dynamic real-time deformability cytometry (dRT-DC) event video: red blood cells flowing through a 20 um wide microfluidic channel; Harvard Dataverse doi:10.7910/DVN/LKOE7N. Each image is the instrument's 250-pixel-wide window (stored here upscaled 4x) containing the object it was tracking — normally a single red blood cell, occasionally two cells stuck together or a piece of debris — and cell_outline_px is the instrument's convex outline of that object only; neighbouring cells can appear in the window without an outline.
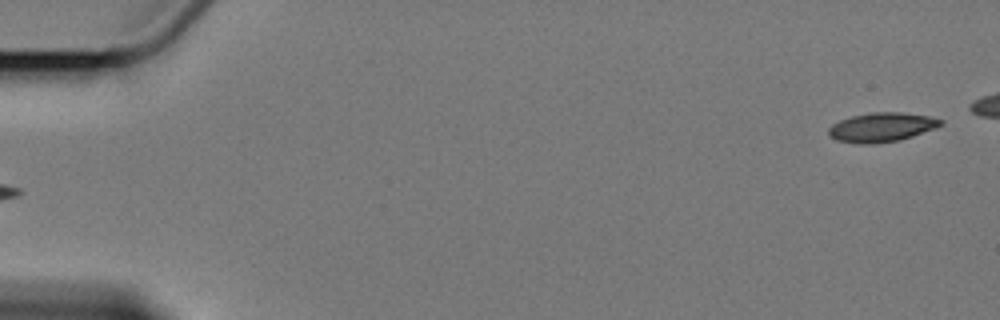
{"species": "Egyptian fruit bat (a non-hibernating species)", "species_latin": "Rousettus aegyptiacus", "temperature_condition": "cold", "stored_images_in_passage": 5, "segment_of_instrument_passage": [2, 2], "camera_frame_rate_fps": 3000, "um_per_image_px": 0.085, "animal": {"sex": "female"}, "frame": {"image": 1, "passage_image": 5, "time_ms": 5.0, "image_size_px": [1000, 320], "cell_outline_px": [[944, 124], [936, 128], [900, 140], [876, 144], [860, 144], [836, 140], [828, 132], [828, 128], [832, 124], [840, 120], [852, 116], [872, 112], [900, 112], [928, 116], [944, 120]], "centroid_in_image_um": [74.96, 10.82], "position_along_channel_um": 10.0, "area_um2": 19.13}}